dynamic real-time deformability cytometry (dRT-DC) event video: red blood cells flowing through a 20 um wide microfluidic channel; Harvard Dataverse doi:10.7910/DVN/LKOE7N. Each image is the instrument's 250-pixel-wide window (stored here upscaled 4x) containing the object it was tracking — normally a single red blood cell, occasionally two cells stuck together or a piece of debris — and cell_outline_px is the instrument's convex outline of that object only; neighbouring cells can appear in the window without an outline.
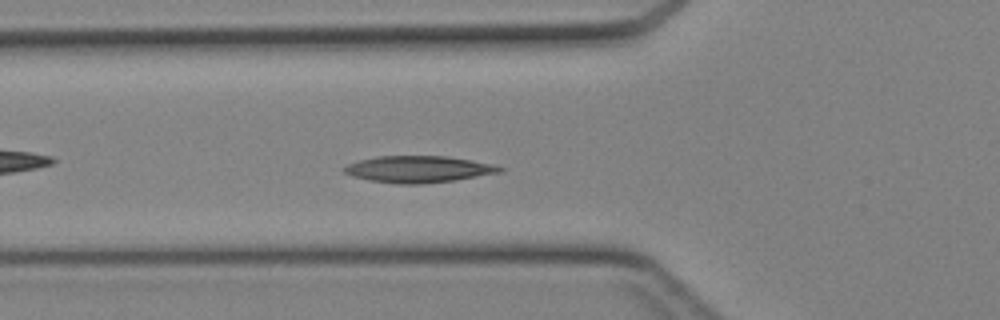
{"species": "Egyptian fruit bat (a non-hibernating species)", "species_latin": "Rousettus aegyptiacus", "temperature_condition": "cold", "stored_images_in_passage": 42, "camera_frame_rate_fps": 3000, "um_per_image_px": 0.085, "animal": {"sex": "female"}, "frame": {"image": 1, "passage_image": 14, "time_ms": 4.333, "image_size_px": [1000, 320], "cell_outline_px": [[504, 168], [500, 172], [452, 180], [420, 184], [400, 184], [368, 180], [352, 176], [344, 172], [344, 168], [348, 164], [360, 160], [376, 156], [448, 156], [472, 160], [492, 164]], "centroid_in_image_um": [35.54, 14.37], "position_along_channel_um": 90.3, "area_um2": 23.87}}
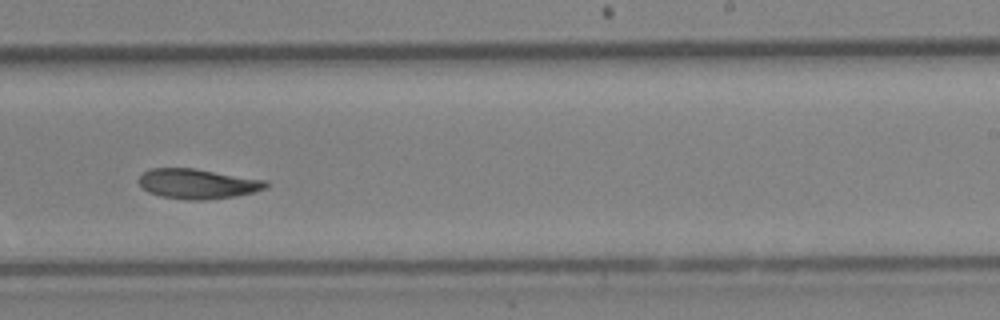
{"frame": {"image": 2, "passage_image": 26, "time_ms": 8.333, "image_size_px": [1000, 320], "cell_outline_px": [[268, 188], [236, 196], [204, 200], [188, 200], [164, 196], [148, 192], [136, 180], [144, 172], [152, 168], [196, 168], [268, 180]], "centroid_in_image_um": [16.84, 15.61], "position_along_channel_um": 272.2, "area_um2": 22.25}}
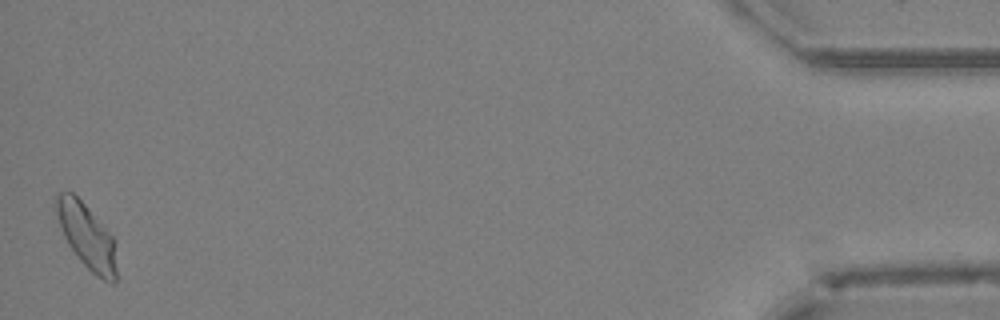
{"frame": {"image": 3, "passage_image": 42, "time_ms": 13.667, "image_size_px": [1000, 320], "cell_outline_px": [[116, 280], [112, 284], [96, 276], [80, 260], [68, 244], [64, 236], [56, 212], [56, 196], [60, 192], [72, 192], [84, 204], [116, 240]], "centroid_in_image_um": [7.41, 20.11], "position_along_channel_um": 427.8, "area_um2": 22.48}}